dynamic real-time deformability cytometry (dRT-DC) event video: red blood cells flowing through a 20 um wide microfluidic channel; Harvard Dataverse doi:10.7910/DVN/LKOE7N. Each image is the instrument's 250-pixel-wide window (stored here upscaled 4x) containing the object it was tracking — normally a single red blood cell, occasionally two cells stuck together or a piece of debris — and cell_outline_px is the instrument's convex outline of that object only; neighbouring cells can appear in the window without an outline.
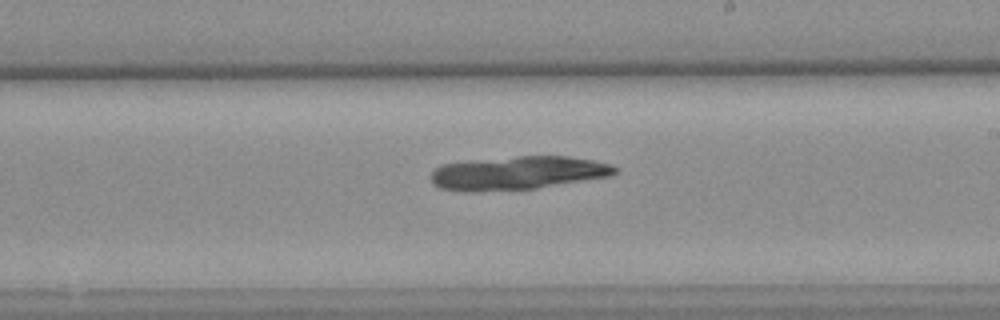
{"species": "common noctule bat (a hibernating species)", "species_latin": "Nyctalus noctula", "temperature_condition": "warm", "stored_images_in_passage": 36, "camera_frame_rate_fps": 3000, "um_per_image_px": 0.085, "animal": {"sex": "female", "body_mass_g": 25.1}, "frame": {"image": 1, "passage_image": 21, "time_ms": 6.667, "image_size_px": [1000, 320], "cell_outline_px": [[620, 168], [616, 172], [608, 176], [536, 188], [472, 192], [468, 192], [440, 188], [432, 184], [432, 172], [440, 164], [516, 156], [568, 156], [592, 160], [612, 164]], "centroid_in_image_um": [44.01, 14.7], "position_along_channel_um": 245.0, "area_um2": 35.66}}
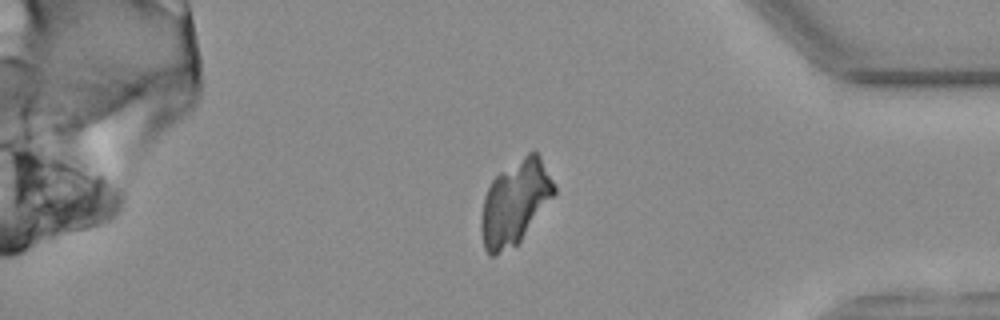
{"frame": {"image": 2, "passage_image": 35, "time_ms": 11.333, "image_size_px": [1000, 320], "cell_outline_px": [[556, 192], [520, 240], [516, 244], [496, 256], [488, 256], [484, 248], [480, 228], [480, 216], [484, 196], [492, 180], [500, 172], [528, 152], [536, 152], [540, 156], [556, 188]], "centroid_in_image_um": [43.73, 17.23], "position_along_channel_um": 391.5, "area_um2": 35.37}}